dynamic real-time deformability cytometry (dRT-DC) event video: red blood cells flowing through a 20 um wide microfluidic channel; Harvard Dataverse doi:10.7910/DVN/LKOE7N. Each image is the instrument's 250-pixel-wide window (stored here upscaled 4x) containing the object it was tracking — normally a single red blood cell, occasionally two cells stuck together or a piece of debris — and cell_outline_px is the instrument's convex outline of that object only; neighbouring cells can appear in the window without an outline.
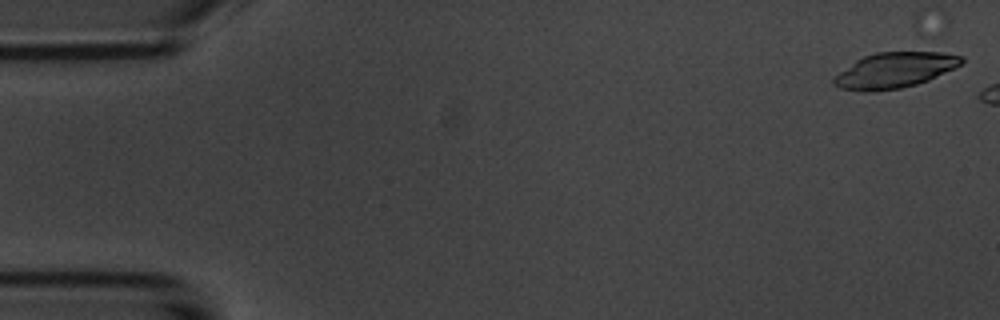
{"species": "common noctule bat (a hibernating species)", "species_latin": "Nyctalus noctula", "temperature_condition": "room temperature", "stored_images_in_passage": 6, "camera_frame_rate_fps": 3000, "um_per_image_px": 0.085, "animal": {"sex": "male", "body_mass_g": 20.1, "forearm_length_mm": 53.5}, "frame": {"image": 1, "passage_image": 1, "time_ms": 0.0, "image_size_px": [1000, 320], "cell_outline_px": [[964, 60], [960, 64], [928, 80], [916, 84], [900, 88], [876, 92], [864, 92], [840, 88], [832, 84], [832, 76], [856, 60], [864, 56], [876, 52], [916, 48], [964, 56]], "centroid_in_image_um": [76.02, 5.92], "position_along_channel_um": 9.0, "area_um2": 27.34}}